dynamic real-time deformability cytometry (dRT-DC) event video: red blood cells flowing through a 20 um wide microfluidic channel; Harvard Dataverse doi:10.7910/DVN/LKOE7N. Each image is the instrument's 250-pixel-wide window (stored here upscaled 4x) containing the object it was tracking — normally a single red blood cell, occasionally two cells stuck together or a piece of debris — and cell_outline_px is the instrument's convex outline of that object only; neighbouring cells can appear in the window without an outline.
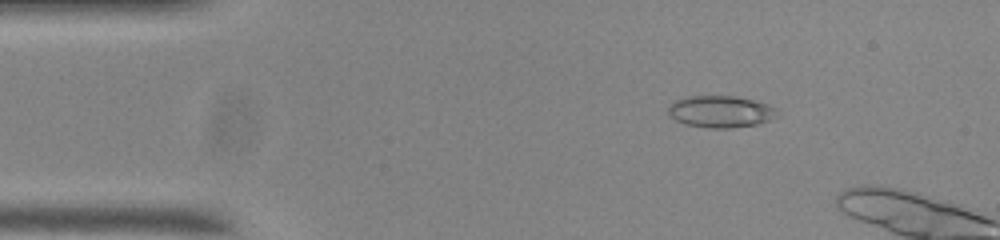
{"species": "common noctule bat (a hibernating species)", "species_latin": "Nyctalus noctula", "temperature_condition": "room temperature", "stored_images_in_passage": 7, "camera_frame_rate_fps": 3000, "um_per_image_px": 0.085, "animal": {"sex": "male", "body_mass_g": 20.0, "forearm_length_mm": 53.3}, "frame": {"image": 1, "passage_image": 3, "time_ms": 0.667, "image_size_px": [1000, 240], "cell_outline_px": [[776, 116], [768, 120], [756, 124], [728, 128], [708, 128], [684, 124], [668, 116], [668, 108], [672, 100], [688, 96], [736, 96], [768, 104], [776, 108]], "centroid_in_image_um": [61.18, 9.48], "position_along_channel_um": 23.8, "area_um2": 20.23}}